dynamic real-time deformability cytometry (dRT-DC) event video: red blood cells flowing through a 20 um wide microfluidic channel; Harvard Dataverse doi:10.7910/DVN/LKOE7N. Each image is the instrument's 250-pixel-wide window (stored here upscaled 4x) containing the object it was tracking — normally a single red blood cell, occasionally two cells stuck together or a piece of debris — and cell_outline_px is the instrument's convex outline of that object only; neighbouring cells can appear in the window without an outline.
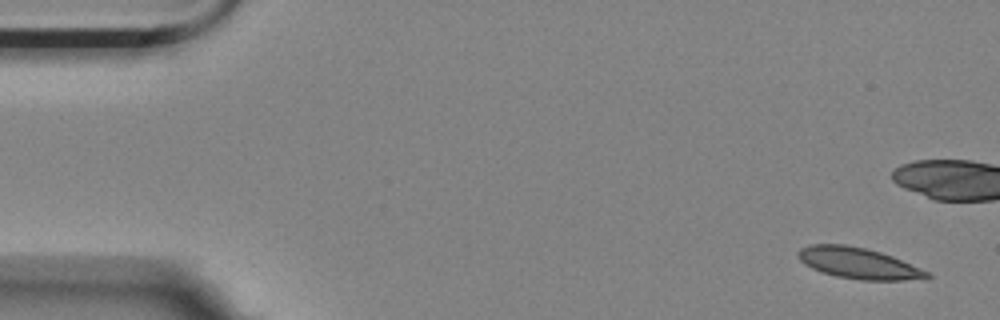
{"species": "Egyptian fruit bat (a non-hibernating species)", "species_latin": "Rousettus aegyptiacus", "temperature_condition": "room temperature", "stored_images_in_passage": 5, "camera_frame_rate_fps": 3000, "um_per_image_px": 0.085, "animal": {"sex": "female"}, "frame": {"image": 1, "passage_image": 1, "time_ms": 0.0, "image_size_px": [1000, 320], "cell_outline_px": [[932, 276], [924, 280], [860, 280], [836, 276], [820, 272], [804, 264], [800, 260], [796, 252], [800, 248], [812, 244], [844, 244], [864, 248], [880, 252], [892, 256], [928, 272]], "centroid_in_image_um": [72.95, 22.38], "position_along_channel_um": 12.0, "area_um2": 23.35}}